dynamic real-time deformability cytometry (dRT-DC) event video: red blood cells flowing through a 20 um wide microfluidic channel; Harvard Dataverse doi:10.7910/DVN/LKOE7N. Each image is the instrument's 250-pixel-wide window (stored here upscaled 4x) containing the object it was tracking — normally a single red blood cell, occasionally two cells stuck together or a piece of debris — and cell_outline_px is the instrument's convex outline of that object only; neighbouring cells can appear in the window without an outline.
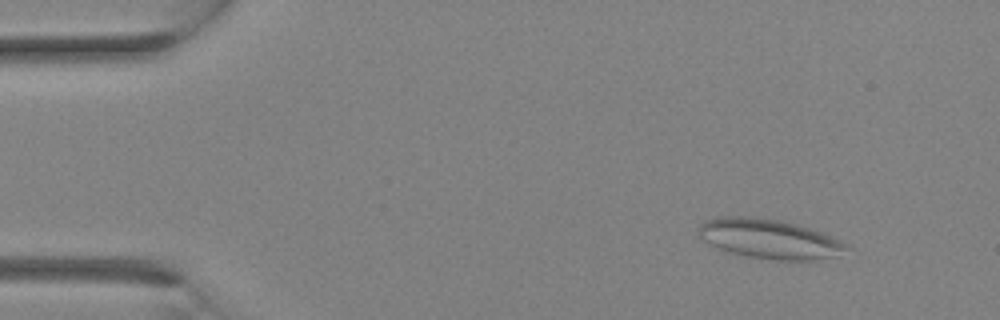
{"species": "Egyptian fruit bat (a non-hibernating species)", "species_latin": "Rousettus aegyptiacus", "temperature_condition": "room temperature", "stored_images_in_passage": 16, "camera_frame_rate_fps": 3000, "um_per_image_px": 0.085, "animal": {"sex": "female"}, "frame": {"image": 1, "passage_image": 3, "time_ms": 0.667, "image_size_px": [1000, 320], "cell_outline_px": [[852, 248], [836, 256], [812, 260], [776, 260], [748, 256], [732, 252], [720, 248], [704, 240], [696, 232], [696, 228], [704, 220], [716, 216], [752, 216], [780, 220], [796, 224], [832, 236], [848, 244]], "centroid_in_image_um": [65.39, 20.28], "position_along_channel_um": 19.6, "area_um2": 34.1}}
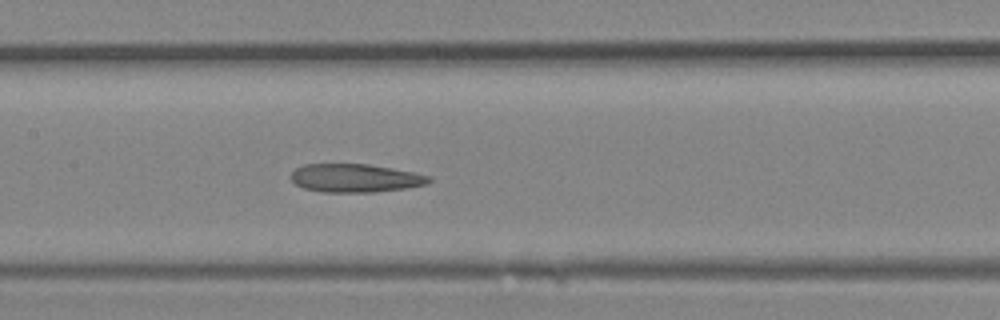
{"frame": {"image": 2, "passage_image": 14, "time_ms": 4.333, "image_size_px": [1000, 320], "cell_outline_px": [[432, 180], [428, 184], [404, 188], [376, 192], [320, 192], [304, 188], [296, 184], [288, 176], [296, 168], [304, 164], [368, 164], [392, 168], [432, 176]], "centroid_in_image_um": [30.19, 15.14], "position_along_channel_um": 177.2, "area_um2": 22.89}}
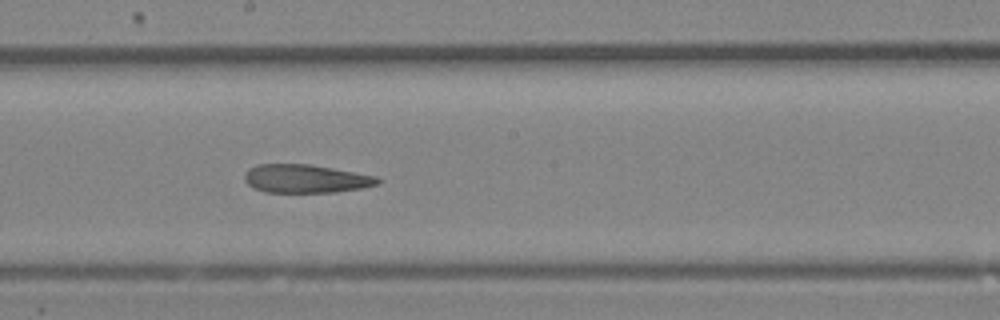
{"frame": {"image": 3, "passage_image": 16, "time_ms": 5.0, "image_size_px": [1000, 320], "cell_outline_px": [[384, 180], [380, 184], [360, 188], [336, 192], [264, 192], [252, 188], [244, 180], [244, 172], [248, 168], [256, 164], [308, 164], [332, 168], [376, 176]], "centroid_in_image_um": [25.96, 15.19], "position_along_channel_um": 222.2, "area_um2": 22.2}}